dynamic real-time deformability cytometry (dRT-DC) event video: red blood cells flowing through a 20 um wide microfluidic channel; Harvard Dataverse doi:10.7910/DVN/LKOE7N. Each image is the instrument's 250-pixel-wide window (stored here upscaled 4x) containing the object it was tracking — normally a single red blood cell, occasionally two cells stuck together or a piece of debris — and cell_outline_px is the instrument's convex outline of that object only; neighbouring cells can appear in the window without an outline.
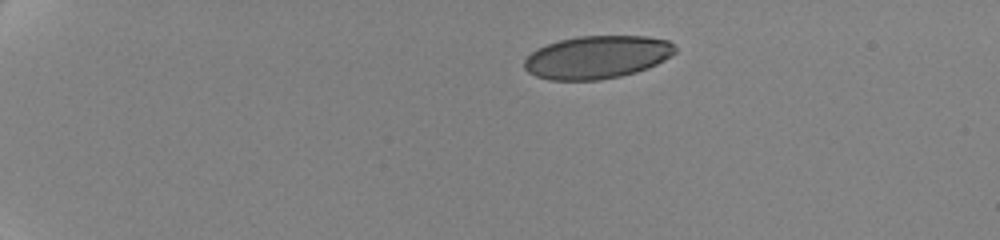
{"species": "human", "species_latin": "Homo sapiens", "temperature_condition": "cold", "stored_images_in_passage": 6, "camera_frame_rate_fps": 3000, "um_per_image_px": 0.085, "donor": {"sex": "female"}, "frame": {"image": 1, "passage_image": 1, "time_ms": 0.0, "image_size_px": [1000, 240], "cell_outline_px": [[676, 52], [664, 60], [648, 68], [636, 72], [620, 76], [600, 80], [548, 80], [536, 76], [528, 72], [524, 68], [524, 60], [536, 48], [560, 40], [580, 36], [648, 36], [668, 40], [676, 48]], "centroid_in_image_um": [50.75, 4.86], "position_along_channel_um": 34.3, "area_um2": 37.74}}
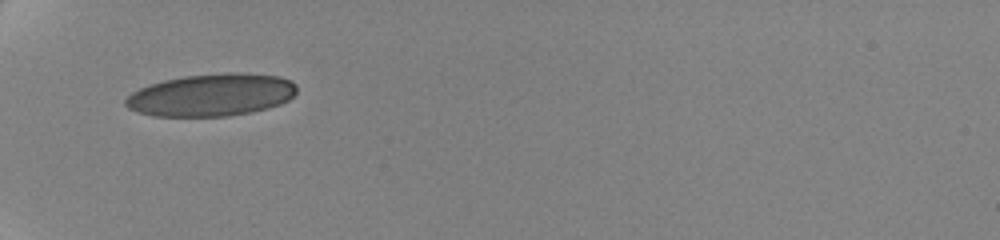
{"frame": {"image": 2, "passage_image": 5, "time_ms": 3.333, "image_size_px": [1000, 240], "cell_outline_px": [[296, 92], [288, 100], [280, 104], [268, 108], [252, 112], [228, 116], [152, 116], [128, 108], [124, 104], [124, 100], [132, 92], [148, 84], [164, 80], [184, 76], [228, 72], [236, 72], [280, 76], [292, 80], [296, 84]], "centroid_in_image_um": [17.98, 8.06], "position_along_channel_um": 67.0, "area_um2": 42.48}}